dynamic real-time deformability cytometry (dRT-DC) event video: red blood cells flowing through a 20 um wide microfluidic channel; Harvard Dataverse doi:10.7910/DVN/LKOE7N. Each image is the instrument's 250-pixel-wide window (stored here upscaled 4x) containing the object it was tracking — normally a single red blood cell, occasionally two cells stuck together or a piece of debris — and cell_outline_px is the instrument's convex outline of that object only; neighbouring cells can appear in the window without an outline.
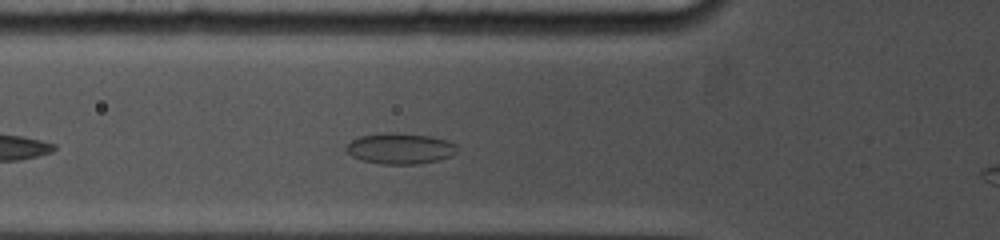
{"species": "common noctule bat (a hibernating species)", "species_latin": "Nyctalus noctula", "temperature_condition": "cold", "stored_images_in_passage": 34, "camera_frame_rate_fps": 5000, "um_per_image_px": 0.085, "animal": {"sex": "female", "body_mass_g": 19.0, "forearm_length_mm": 53.3}, "frame": {"image": 1, "passage_image": 8, "time_ms": 1.6, "image_size_px": [1000, 240], "cell_outline_px": [[456, 152], [452, 156], [436, 160], [416, 164], [380, 164], [360, 160], [352, 156], [344, 148], [352, 140], [360, 136], [388, 132], [392, 132], [432, 136], [456, 144]], "centroid_in_image_um": [33.98, 12.62], "position_along_channel_um": 91.8, "area_um2": 19.88}}
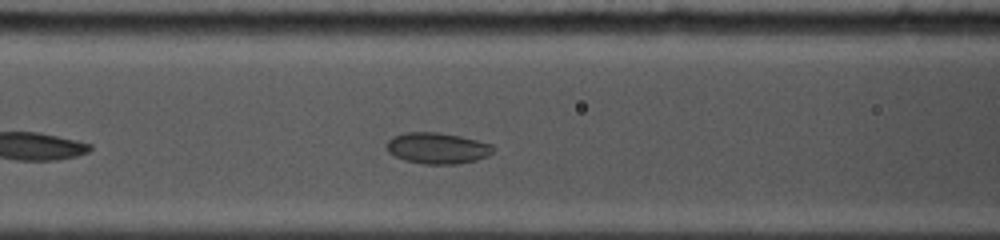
{"frame": {"image": 2, "passage_image": 12, "time_ms": 2.6, "image_size_px": [1000, 240], "cell_outline_px": [[496, 148], [488, 156], [476, 160], [456, 164], [424, 164], [404, 160], [388, 152], [388, 140], [392, 136], [404, 132], [440, 132], [460, 136], [492, 144]], "centroid_in_image_um": [37.19, 12.59], "position_along_channel_um": 129.4, "area_um2": 19.36}}
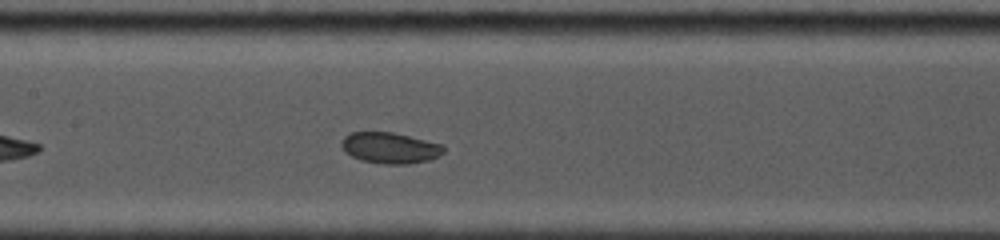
{"frame": {"image": 3, "passage_image": 18, "time_ms": 3.8, "image_size_px": [1000, 240], "cell_outline_px": [[444, 152], [428, 160], [408, 164], [384, 164], [360, 160], [344, 152], [340, 144], [340, 140], [344, 136], [352, 132], [392, 132], [444, 144]], "centroid_in_image_um": [33.11, 12.56], "position_along_channel_um": 174.3, "area_um2": 18.55}}